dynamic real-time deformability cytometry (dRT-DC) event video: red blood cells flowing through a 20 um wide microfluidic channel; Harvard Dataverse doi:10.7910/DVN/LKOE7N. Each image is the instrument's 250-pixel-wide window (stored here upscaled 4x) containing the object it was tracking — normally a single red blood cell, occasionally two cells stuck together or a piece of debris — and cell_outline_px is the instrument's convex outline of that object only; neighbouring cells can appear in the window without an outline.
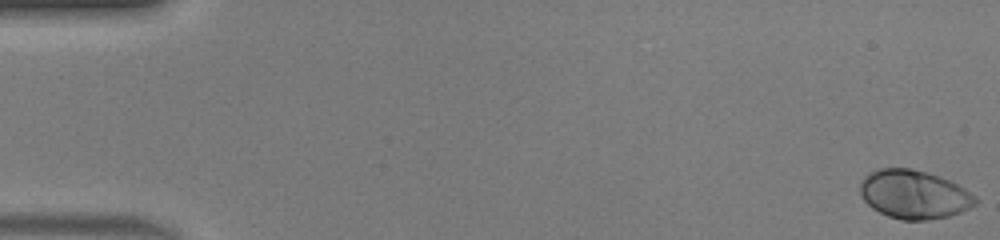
{"species": "human", "species_latin": "Homo sapiens", "temperature_condition": "warm", "stored_images_in_passage": 52, "camera_frame_rate_fps": 3000, "um_per_image_px": 0.085, "donor": {"sex": "male"}, "frame": {"image": 1, "passage_image": 1, "time_ms": 0.0, "image_size_px": [1000, 240], "cell_outline_px": [[980, 200], [976, 204], [960, 212], [948, 216], [928, 220], [900, 220], [888, 216], [872, 208], [860, 196], [860, 184], [864, 176], [868, 172], [876, 168], [908, 168], [928, 172], [940, 176], [964, 188], [976, 196]], "centroid_in_image_um": [77.67, 16.52], "position_along_channel_um": 7.3, "area_um2": 32.89}}
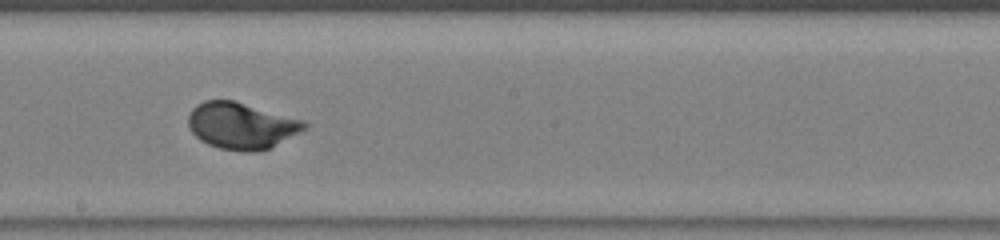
{"frame": {"image": 2, "passage_image": 29, "time_ms": 9.333, "image_size_px": [1000, 240], "cell_outline_px": [[308, 128], [268, 148], [256, 152], [244, 152], [220, 148], [208, 144], [200, 140], [188, 128], [188, 116], [192, 108], [196, 104], [204, 100], [232, 100], [304, 120], [308, 124]], "centroid_in_image_um": [20.49, 10.68], "position_along_channel_um": 227.7, "area_um2": 31.39}}
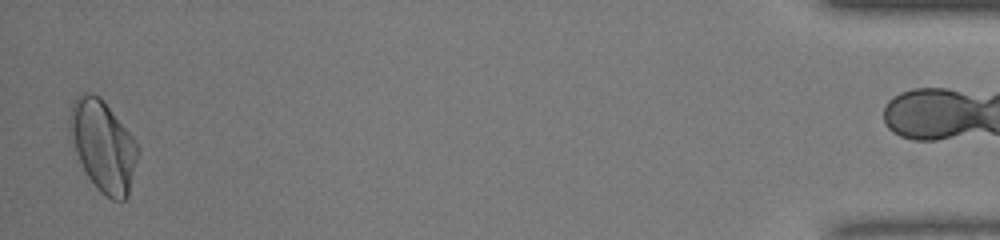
{"frame": {"image": 3, "passage_image": 50, "time_ms": 16.333, "image_size_px": [1000, 240], "cell_outline_px": [[140, 148], [128, 196], [124, 200], [112, 200], [84, 172], [68, 132], [68, 116], [72, 104], [76, 96], [80, 92], [92, 92], [100, 96], [104, 100], [136, 140]], "centroid_in_image_um": [8.75, 12.32], "position_along_channel_um": 426.5, "area_um2": 36.24}, "authors_computed_cell_mechanics": {"area_um2": 31.0964, "velocity_mm_per_s": 4.1129, "shape_relaxation_time_tau1_ms": 2.366, "shape_relaxation_time_tau2_ms": null, "deformation_change_tau1": 0.1674, "deformation_change_tau2": null}}